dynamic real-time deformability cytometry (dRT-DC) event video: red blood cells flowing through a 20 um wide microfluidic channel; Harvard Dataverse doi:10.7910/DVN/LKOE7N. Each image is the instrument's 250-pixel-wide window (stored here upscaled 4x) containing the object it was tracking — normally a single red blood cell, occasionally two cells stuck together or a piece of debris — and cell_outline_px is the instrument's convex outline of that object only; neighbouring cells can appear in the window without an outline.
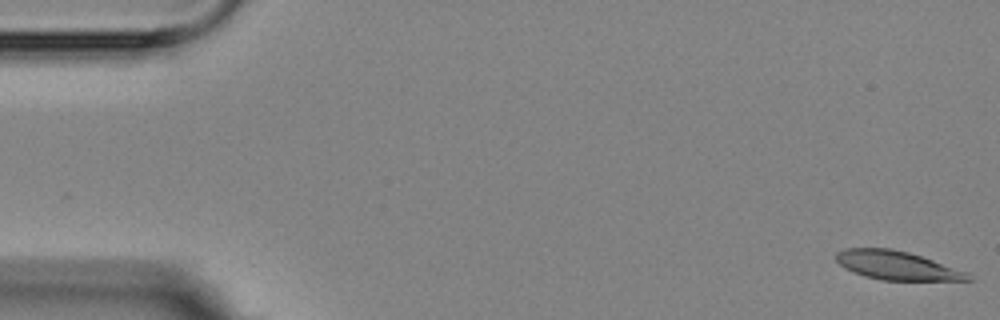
{"species": "Egyptian fruit bat (a non-hibernating species)", "species_latin": "Rousettus aegyptiacus", "temperature_condition": "room temperature", "stored_images_in_passage": 6, "camera_frame_rate_fps": 3000, "um_per_image_px": 0.085, "animal": {"sex": "female"}, "frame": {"image": 1, "passage_image": 1, "time_ms": 0.0, "image_size_px": [1000, 320], "cell_outline_px": [[972, 280], [880, 280], [864, 276], [852, 272], [844, 268], [836, 260], [836, 252], [844, 248], [892, 248], [908, 252], [968, 272], [972, 276]], "centroid_in_image_um": [76.19, 22.56], "position_along_channel_um": 8.8, "area_um2": 22.02}}
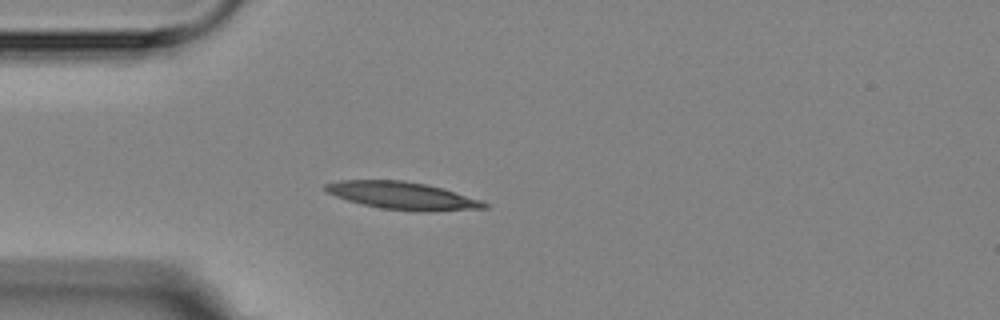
{"frame": {"image": 2, "passage_image": 5, "time_ms": 4.667, "image_size_px": [1000, 320], "cell_outline_px": [[488, 208], [432, 212], [428, 212], [380, 208], [348, 200], [324, 192], [324, 184], [340, 180], [404, 180], [424, 184], [440, 188], [480, 200], [488, 204]], "centroid_in_image_um": [34.18, 16.63], "position_along_channel_um": 50.8, "area_um2": 25.26}}